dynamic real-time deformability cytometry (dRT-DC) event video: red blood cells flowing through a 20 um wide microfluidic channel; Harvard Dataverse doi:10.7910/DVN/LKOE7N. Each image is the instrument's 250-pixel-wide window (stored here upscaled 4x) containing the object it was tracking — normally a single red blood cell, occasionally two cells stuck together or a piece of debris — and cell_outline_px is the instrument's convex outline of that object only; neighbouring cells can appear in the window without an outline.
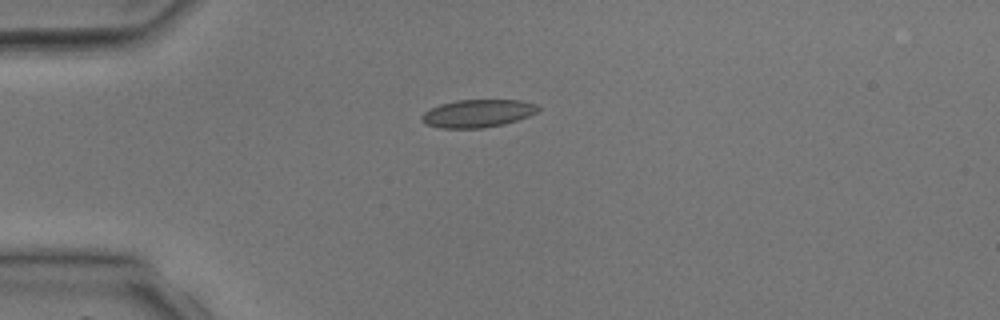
{"species": "common noctule bat (a hibernating species)", "species_latin": "Nyctalus noctula", "temperature_condition": "room temperature", "stored_images_in_passage": 3, "camera_frame_rate_fps": 3000, "um_per_image_px": 0.085, "animal": {"sex": "male", "body_mass_g": 17.9, "forearm_length_mm": 54.2}, "frame": {"image": 1, "passage_image": 1, "time_ms": 0.0, "image_size_px": [1000, 320], "cell_outline_px": [[540, 108], [536, 112], [528, 116], [504, 124], [484, 128], [440, 128], [424, 124], [420, 120], [420, 116], [424, 112], [440, 104], [456, 100], [520, 100], [536, 104]], "centroid_in_image_um": [40.56, 9.64], "position_along_channel_um": 44.4, "area_um2": 18.9}}